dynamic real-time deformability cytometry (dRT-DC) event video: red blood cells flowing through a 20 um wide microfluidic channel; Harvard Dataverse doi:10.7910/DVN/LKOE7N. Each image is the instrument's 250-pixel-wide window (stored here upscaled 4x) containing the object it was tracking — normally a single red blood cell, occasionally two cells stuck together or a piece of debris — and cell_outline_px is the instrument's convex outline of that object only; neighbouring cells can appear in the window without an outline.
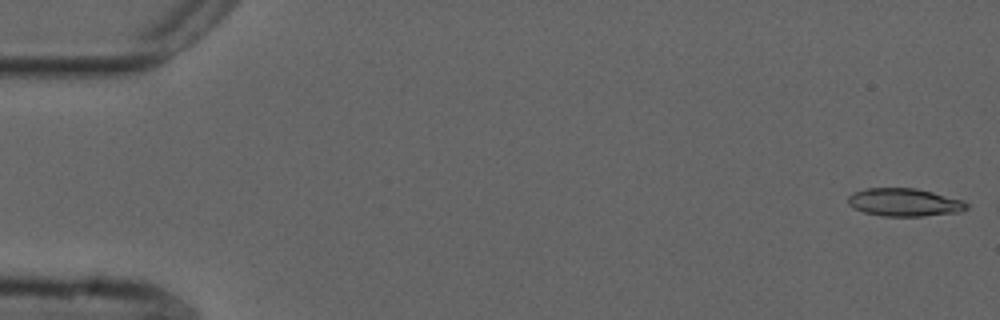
{"species": "common noctule bat (a hibernating species)", "species_latin": "Nyctalus noctula", "temperature_condition": "cold", "stored_images_in_passage": 5, "camera_frame_rate_fps": 3000, "um_per_image_px": 0.085, "animal": {"sex": "male", "forearm_length_mm": 52.5}, "frame": {"image": 1, "passage_image": 1, "time_ms": 0.0, "image_size_px": [1000, 320], "cell_outline_px": [[968, 208], [960, 212], [924, 216], [884, 216], [864, 212], [852, 208], [848, 204], [848, 196], [852, 192], [868, 188], [916, 188], [964, 200], [968, 204]], "centroid_in_image_um": [76.87, 17.2], "position_along_channel_um": 8.1, "area_um2": 19.42}}